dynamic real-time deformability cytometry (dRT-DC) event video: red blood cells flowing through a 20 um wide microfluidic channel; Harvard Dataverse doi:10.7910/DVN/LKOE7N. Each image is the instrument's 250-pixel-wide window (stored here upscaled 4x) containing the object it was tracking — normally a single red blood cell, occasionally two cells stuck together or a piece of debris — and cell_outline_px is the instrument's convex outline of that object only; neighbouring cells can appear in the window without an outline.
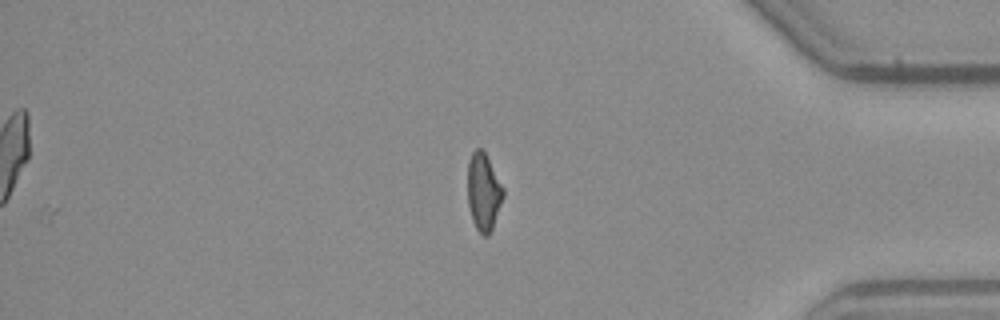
{"species": "common noctule bat (a hibernating species)", "species_latin": "Nyctalus noctula", "temperature_condition": "warm", "stored_images_in_passage": 47, "camera_frame_rate_fps": 3000, "um_per_image_px": 0.085, "animal": {"sex": "male", "body_mass_g": 23.1, "forearm_length_mm": 52.7}, "frame": {"image": 1, "passage_image": 47, "time_ms": 15.333, "image_size_px": [1000, 320], "cell_outline_px": [[504, 196], [492, 228], [488, 236], [484, 236], [476, 228], [472, 220], [468, 204], [468, 160], [472, 152], [476, 148], [480, 148], [484, 152], [504, 188]], "centroid_in_image_um": [41.09, 16.31], "position_along_channel_um": 394.1, "area_um2": 15.9}}